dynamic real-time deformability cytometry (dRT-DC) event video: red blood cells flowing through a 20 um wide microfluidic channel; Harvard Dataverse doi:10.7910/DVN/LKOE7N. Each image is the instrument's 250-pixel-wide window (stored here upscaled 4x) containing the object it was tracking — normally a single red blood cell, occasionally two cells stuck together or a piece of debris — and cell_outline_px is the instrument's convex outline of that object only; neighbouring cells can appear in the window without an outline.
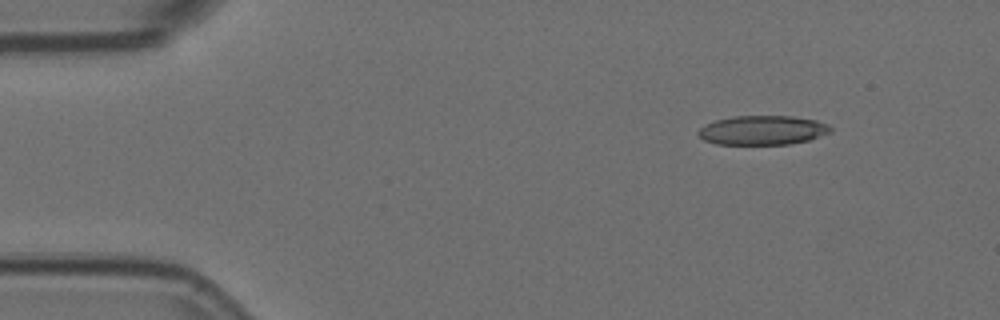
{"species": "Egyptian fruit bat (a non-hibernating species)", "species_latin": "Rousettus aegyptiacus", "temperature_condition": "room temperature", "stored_images_in_passage": 3, "camera_frame_rate_fps": 3000, "um_per_image_px": 0.085, "animal": {"sex": "female"}, "frame": {"image": 1, "passage_image": 1, "time_ms": 0.0, "image_size_px": [1000, 320], "cell_outline_px": [[832, 132], [808, 140], [788, 144], [716, 144], [704, 140], [696, 132], [700, 128], [716, 120], [732, 116], [792, 116], [816, 120], [828, 124], [832, 128]], "centroid_in_image_um": [64.84, 11.06], "position_along_channel_um": 20.2, "area_um2": 22.48}}
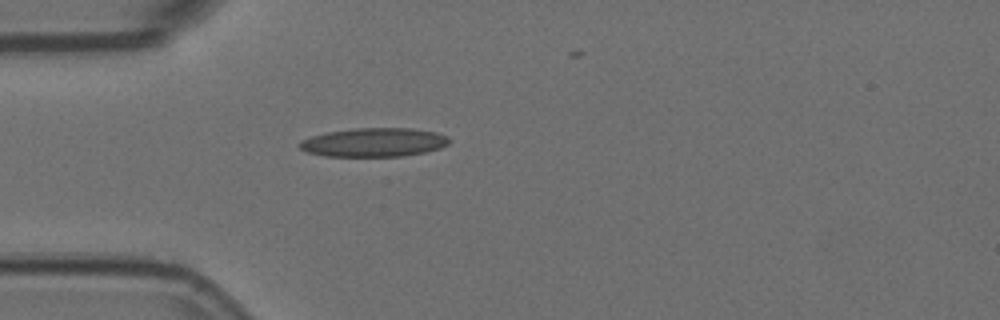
{"frame": {"image": 2, "passage_image": 3, "time_ms": 0.667, "image_size_px": [1000, 320], "cell_outline_px": [[452, 140], [448, 144], [440, 148], [424, 152], [404, 156], [324, 156], [308, 152], [300, 148], [296, 144], [300, 140], [312, 136], [328, 132], [356, 128], [412, 128], [436, 132], [448, 136]], "centroid_in_image_um": [31.8, 12.09], "position_along_channel_um": 53.2, "area_um2": 25.2}}